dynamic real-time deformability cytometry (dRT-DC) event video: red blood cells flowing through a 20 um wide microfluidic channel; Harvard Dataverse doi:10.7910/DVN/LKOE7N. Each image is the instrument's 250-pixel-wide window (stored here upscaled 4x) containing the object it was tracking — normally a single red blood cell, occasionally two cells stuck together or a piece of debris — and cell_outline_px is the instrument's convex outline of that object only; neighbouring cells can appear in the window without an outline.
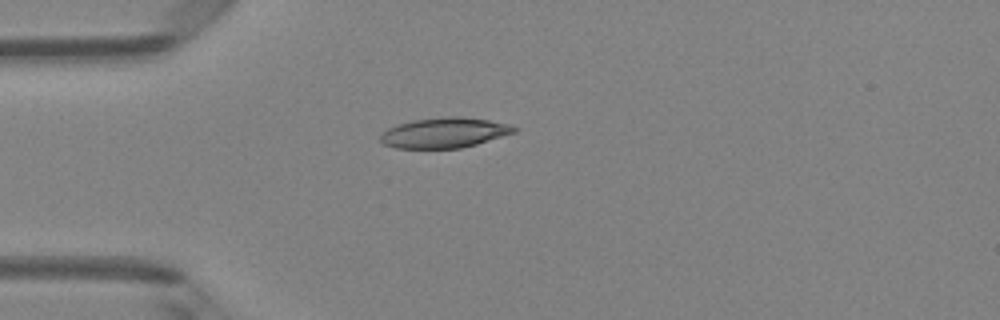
{"species": "Egyptian fruit bat (a non-hibernating species)", "species_latin": "Rousettus aegyptiacus", "temperature_condition": "room temperature", "stored_images_in_passage": 37, "camera_frame_rate_fps": 3000, "um_per_image_px": 0.085, "animal": {"sex": "female"}, "frame": {"image": 1, "passage_image": 1, "time_ms": 0.0, "image_size_px": [1000, 320], "cell_outline_px": [[520, 128], [516, 132], [476, 144], [460, 148], [396, 148], [384, 144], [380, 140], [380, 136], [388, 128], [396, 124], [412, 120], [452, 116], [460, 116], [488, 120], [508, 124]], "centroid_in_image_um": [37.78, 11.28], "position_along_channel_um": 47.2, "area_um2": 23.47}}
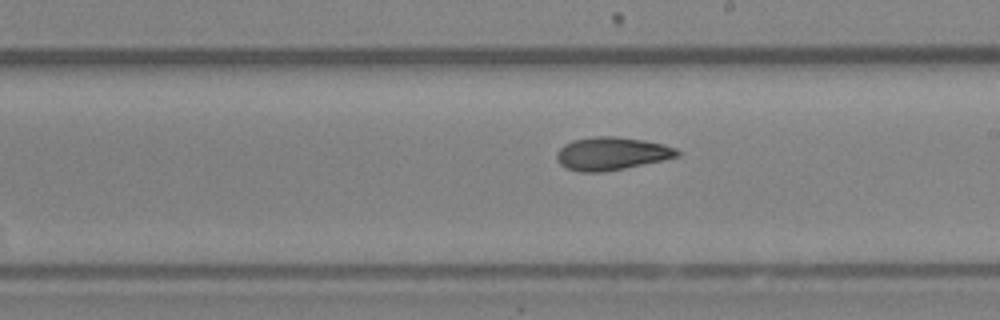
{"frame": {"image": 2, "passage_image": 16, "time_ms": 5.0, "image_size_px": [1000, 320], "cell_outline_px": [[680, 156], [624, 168], [604, 172], [580, 172], [564, 168], [556, 160], [556, 152], [564, 144], [572, 140], [596, 136], [616, 136], [644, 140], [664, 144], [676, 148], [680, 152]], "centroid_in_image_um": [51.95, 13.05], "position_along_channel_um": 237.1, "area_um2": 23.29}}
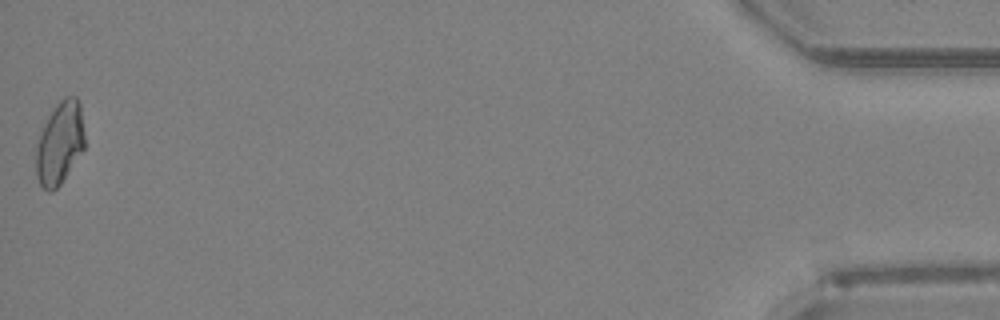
{"frame": {"image": 3, "passage_image": 37, "time_ms": 12.0, "image_size_px": [1000, 320], "cell_outline_px": [[84, 148], [60, 184], [52, 192], [48, 192], [40, 184], [36, 176], [36, 144], [48, 116], [56, 104], [64, 96], [76, 96], [80, 104], [84, 136]], "centroid_in_image_um": [5.07, 12.16], "position_along_channel_um": 430.1, "area_um2": 23.18}, "authors_computed_cell_mechanics": {"area_um2": 22.831, "velocity_mm_per_s": 4.1274, "shape_relaxation_time_tau1_ms": 9.9706, "shape_relaxation_time_tau2_ms": 4.6416, "deformation_change_tau1": 0.226, "deformation_change_tau2": 0.1266}}